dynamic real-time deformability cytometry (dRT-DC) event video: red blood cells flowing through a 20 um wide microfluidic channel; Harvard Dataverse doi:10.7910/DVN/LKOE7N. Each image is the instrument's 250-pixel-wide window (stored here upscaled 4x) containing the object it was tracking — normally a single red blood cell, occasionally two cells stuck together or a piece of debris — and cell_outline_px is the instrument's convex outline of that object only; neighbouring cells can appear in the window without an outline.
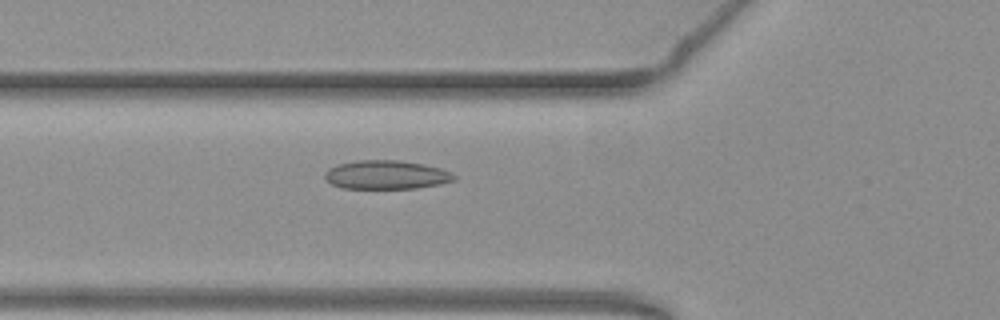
{"species": "common noctule bat (a hibernating species)", "species_latin": "Nyctalus noctula", "temperature_condition": "warm", "stored_images_in_passage": 41, "camera_frame_rate_fps": 3000, "um_per_image_px": 0.085, "animal": {"sex": "female", "body_mass_g": 19.3, "forearm_length_mm": 54.1}, "frame": {"image": 1, "passage_image": 6, "time_ms": 1.667, "image_size_px": [1000, 320], "cell_outline_px": [[456, 180], [440, 184], [416, 188], [340, 188], [332, 184], [324, 176], [324, 172], [328, 168], [336, 164], [356, 160], [400, 160], [424, 164], [440, 168], [452, 172], [456, 176]], "centroid_in_image_um": [32.83, 14.85], "position_along_channel_um": 93.0, "area_um2": 21.85}}
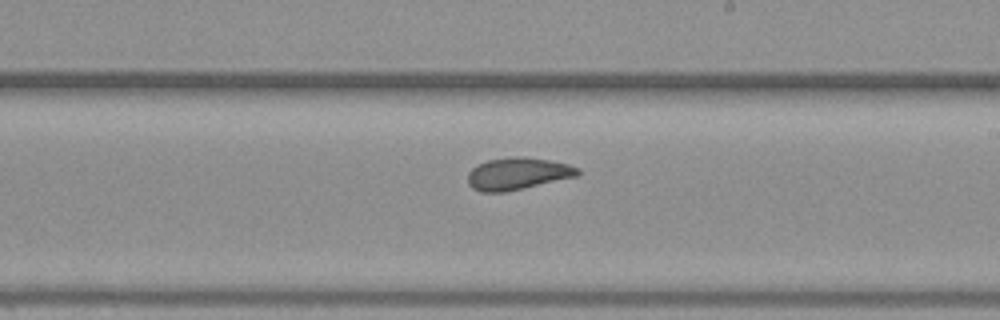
{"frame": {"image": 2, "passage_image": 18, "time_ms": 5.667, "image_size_px": [1000, 320], "cell_outline_px": [[580, 176], [504, 192], [480, 192], [472, 188], [468, 184], [468, 172], [476, 164], [488, 160], [512, 156], [516, 156], [548, 160], [568, 164], [580, 168]], "centroid_in_image_um": [44.0, 14.76], "position_along_channel_um": 245.0, "area_um2": 20.69}}
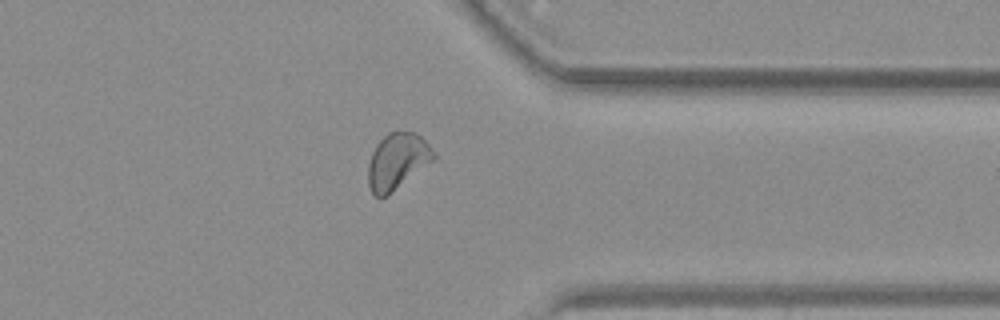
{"frame": {"image": 3, "passage_image": 29, "time_ms": 9.333, "image_size_px": [1000, 320], "cell_outline_px": [[436, 160], [388, 196], [376, 196], [372, 192], [368, 184], [368, 164], [372, 152], [376, 144], [388, 132], [416, 132], [436, 152]], "centroid_in_image_um": [33.8, 13.72], "position_along_channel_um": 377.6, "area_um2": 21.73}, "authors_computed_cell_mechanics": {"area_um2": 20.8658, "velocity_mm_per_s": 3.7935, "shape_relaxation_time_tau1_ms": 8.4711, "shape_relaxation_time_tau2_ms": 2.9608, "deformation_change_tau1": 0.1661, "deformation_change_tau2": 0.0603}}